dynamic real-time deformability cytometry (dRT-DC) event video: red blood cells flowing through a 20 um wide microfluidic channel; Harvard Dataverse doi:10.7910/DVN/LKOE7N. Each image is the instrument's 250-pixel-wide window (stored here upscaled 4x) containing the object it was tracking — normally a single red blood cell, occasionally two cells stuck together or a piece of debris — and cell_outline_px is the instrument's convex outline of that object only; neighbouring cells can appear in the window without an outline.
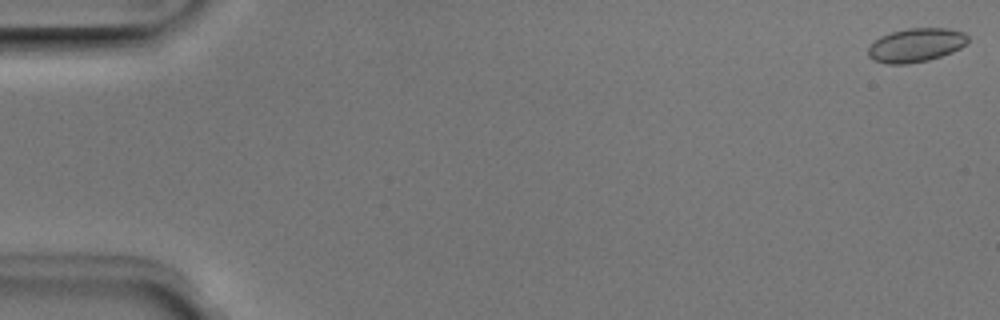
{"species": "Egyptian fruit bat (a non-hibernating species)", "species_latin": "Rousettus aegyptiacus", "temperature_condition": "room temperature", "stored_images_in_passage": 23, "camera_frame_rate_fps": 3000, "um_per_image_px": 0.085, "animal": {"sex": "male"}, "frame": {"image": 1, "passage_image": 1, "time_ms": 0.0, "image_size_px": [1000, 320], "cell_outline_px": [[968, 44], [952, 52], [928, 60], [908, 64], [888, 64], [872, 60], [868, 56], [868, 48], [880, 36], [892, 32], [908, 28], [948, 28], [964, 32], [968, 36]], "centroid_in_image_um": [77.87, 3.83], "position_along_channel_um": 7.1, "area_um2": 19.71}}
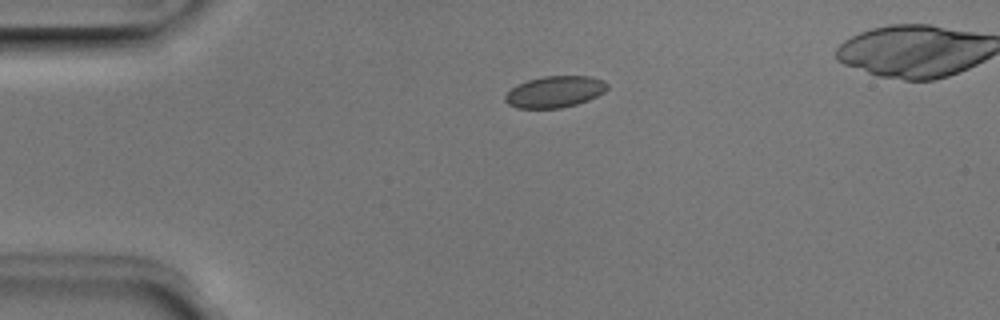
{"frame": {"image": 2, "passage_image": 12, "time_ms": 3.667, "image_size_px": [1000, 320], "cell_outline_px": [[608, 88], [604, 92], [588, 100], [576, 104], [560, 108], [516, 108], [508, 104], [504, 100], [504, 96], [516, 84], [528, 80], [544, 76], [592, 76], [604, 80], [608, 84]], "centroid_in_image_um": [47.16, 7.79], "position_along_channel_um": 37.8, "area_um2": 18.79}}
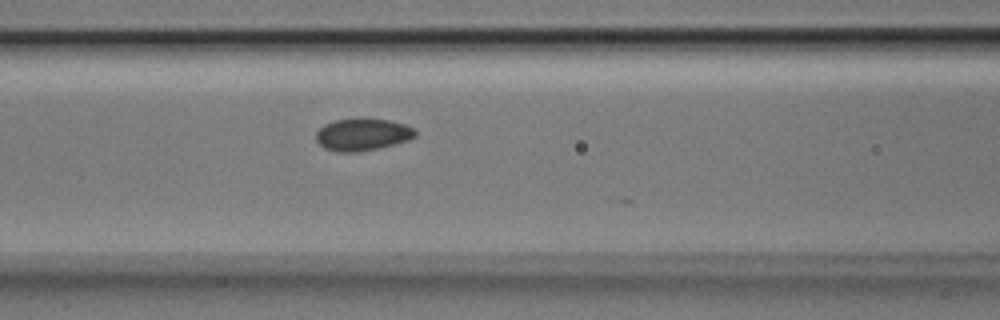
{"frame": {"image": 3, "passage_image": 22, "time_ms": 7.0, "image_size_px": [1000, 320], "cell_outline_px": [[416, 136], [408, 140], [376, 148], [356, 152], [340, 152], [324, 148], [316, 140], [316, 132], [324, 124], [336, 120], [356, 116], [360, 116], [388, 120], [404, 124], [416, 128]], "centroid_in_image_um": [30.8, 11.39], "position_along_channel_um": 135.8, "area_um2": 18.9}}